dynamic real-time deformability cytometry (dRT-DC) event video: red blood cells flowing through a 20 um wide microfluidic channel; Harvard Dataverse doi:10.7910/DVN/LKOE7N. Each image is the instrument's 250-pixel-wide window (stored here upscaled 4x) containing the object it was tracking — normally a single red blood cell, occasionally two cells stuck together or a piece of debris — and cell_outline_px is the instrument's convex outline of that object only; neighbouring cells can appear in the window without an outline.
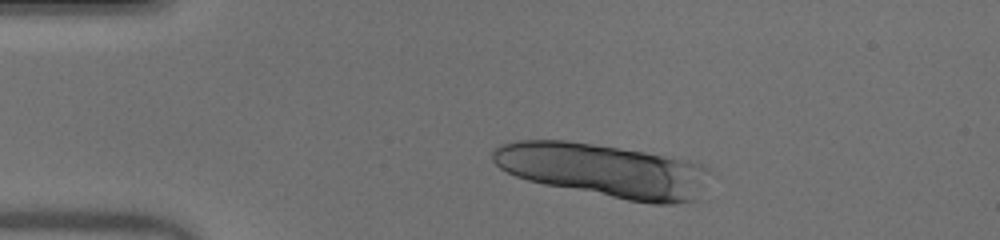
{"species": "human", "species_latin": "Homo sapiens", "temperature_condition": "warm", "stored_images_in_passage": 45, "segment_of_instrument_passage": [1, 2], "camera_frame_rate_fps": 3000, "um_per_image_px": 0.085, "donor": {"sex": "male"}, "frame": {"image": 1, "passage_image": 5, "time_ms": 1.333, "image_size_px": [1000, 240], "cell_outline_px": [[708, 172], [692, 200], [672, 204], [652, 204], [628, 200], [544, 184], [528, 180], [516, 176], [500, 168], [492, 160], [492, 148], [500, 144], [516, 140], [564, 140], [620, 148], [644, 152], [688, 160], [704, 164], [708, 168]], "centroid_in_image_um": [51.22, 14.46], "position_along_channel_um": 33.8, "area_um2": 66.76}}